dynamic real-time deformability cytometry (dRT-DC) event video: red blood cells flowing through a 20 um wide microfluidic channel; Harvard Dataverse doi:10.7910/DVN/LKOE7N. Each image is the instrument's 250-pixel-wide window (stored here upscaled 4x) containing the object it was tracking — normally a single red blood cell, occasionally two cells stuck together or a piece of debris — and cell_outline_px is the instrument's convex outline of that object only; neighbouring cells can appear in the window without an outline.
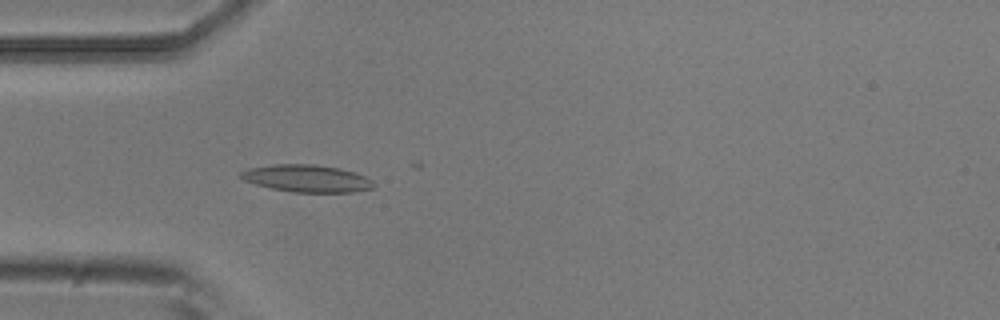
{"species": "common noctule bat (a hibernating species)", "species_latin": "Nyctalus noctula", "temperature_condition": "room temperature", "stored_images_in_passage": 4, "camera_frame_rate_fps": 3000, "um_per_image_px": 0.085, "animal": {"sex": "male", "body_mass_g": 20.5, "forearm_length_mm": 52.5}, "frame": {"image": 1, "passage_image": 4, "time_ms": 1.0, "image_size_px": [1000, 320], "cell_outline_px": [[376, 184], [372, 188], [352, 192], [292, 192], [272, 188], [256, 184], [244, 180], [240, 176], [240, 172], [248, 168], [272, 164], [312, 164], [340, 168], [356, 172], [372, 180]], "centroid_in_image_um": [26.09, 15.16], "position_along_channel_um": 58.9, "area_um2": 21.1}}